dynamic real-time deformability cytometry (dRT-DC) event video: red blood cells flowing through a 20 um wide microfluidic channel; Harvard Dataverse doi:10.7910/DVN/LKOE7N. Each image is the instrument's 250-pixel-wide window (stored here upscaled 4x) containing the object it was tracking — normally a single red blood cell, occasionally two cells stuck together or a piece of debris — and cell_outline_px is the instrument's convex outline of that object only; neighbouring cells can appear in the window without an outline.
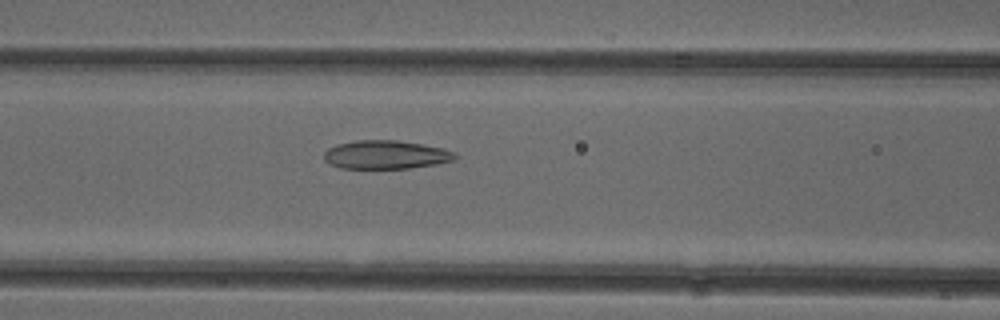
{"species": "common noctule bat (a hibernating species)", "species_latin": "Nyctalus noctula", "temperature_condition": "cold", "stored_images_in_passage": 34, "camera_frame_rate_fps": 3000, "um_per_image_px": 0.085, "animal": {"sex": "female"}, "frame": {"image": 1, "passage_image": 21, "time_ms": 6.667, "image_size_px": [1000, 320], "cell_outline_px": [[456, 156], [452, 160], [436, 164], [408, 168], [340, 168], [328, 164], [324, 160], [324, 152], [328, 148], [336, 144], [356, 140], [396, 140], [424, 144], [444, 148], [456, 152]], "centroid_in_image_um": [32.76, 13.14], "position_along_channel_um": 133.8, "area_um2": 21.91}}
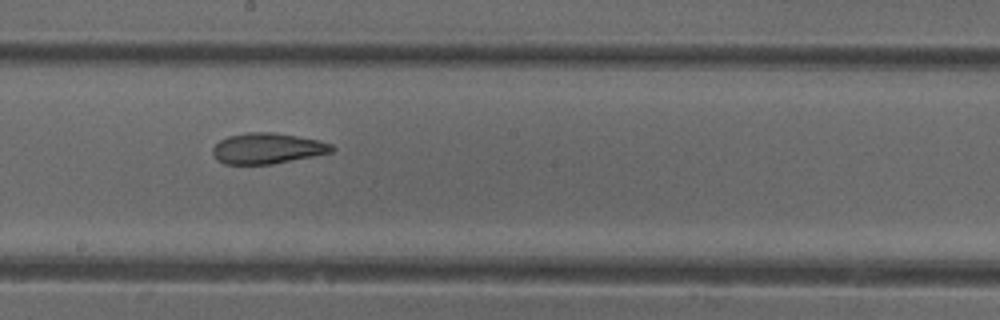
{"frame": {"image": 2, "passage_image": 28, "time_ms": 9.0, "image_size_px": [1000, 320], "cell_outline_px": [[336, 148], [332, 152], [272, 164], [224, 164], [216, 160], [212, 152], [212, 148], [220, 140], [228, 136], [248, 132], [272, 132], [296, 136], [316, 140], [332, 144]], "centroid_in_image_um": [22.69, 12.62], "position_along_channel_um": 225.5, "area_um2": 21.21}}
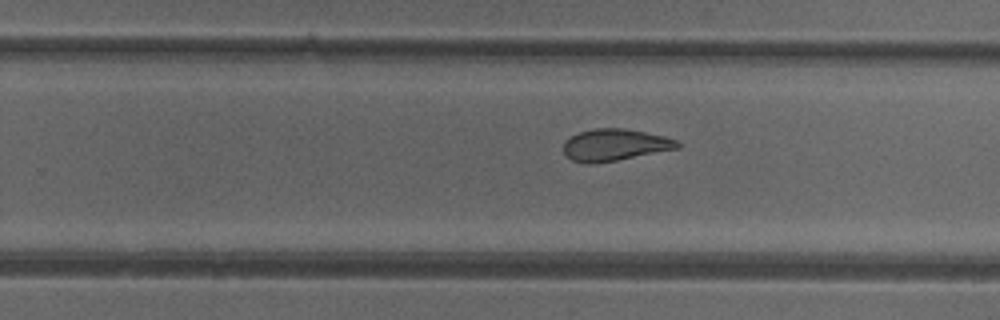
{"frame": {"image": 3, "passage_image": 32, "time_ms": 10.333, "image_size_px": [1000, 320], "cell_outline_px": [[680, 148], [616, 160], [592, 164], [588, 164], [572, 160], [564, 156], [564, 140], [580, 132], [592, 128], [624, 128], [664, 136], [676, 140], [680, 144]], "centroid_in_image_um": [52.23, 12.32], "position_along_channel_um": 277.6, "area_um2": 21.1}}